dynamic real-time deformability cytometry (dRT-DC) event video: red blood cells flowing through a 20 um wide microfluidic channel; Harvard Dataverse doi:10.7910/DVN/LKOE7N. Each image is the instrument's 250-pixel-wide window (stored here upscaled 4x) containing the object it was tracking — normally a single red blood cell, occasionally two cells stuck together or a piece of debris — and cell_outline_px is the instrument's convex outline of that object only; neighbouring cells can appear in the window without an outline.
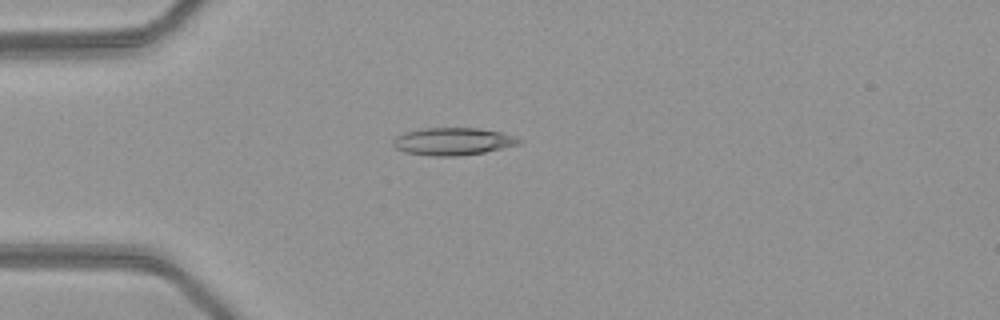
{"species": "common noctule bat (a hibernating species)", "species_latin": "Nyctalus noctula", "temperature_condition": "warm", "stored_images_in_passage": 46, "camera_frame_rate_fps": 3000, "um_per_image_px": 0.085, "animal": {"sex": "female", "body_mass_g": 21.9}, "frame": {"image": 1, "passage_image": 10, "time_ms": 3.0, "image_size_px": [1000, 320], "cell_outline_px": [[524, 140], [520, 144], [484, 152], [460, 156], [432, 156], [404, 152], [396, 148], [392, 144], [392, 140], [396, 136], [404, 132], [424, 128], [476, 128], [500, 132], [516, 136]], "centroid_in_image_um": [38.5, 12.02], "position_along_channel_um": 46.5, "area_um2": 20.29}}
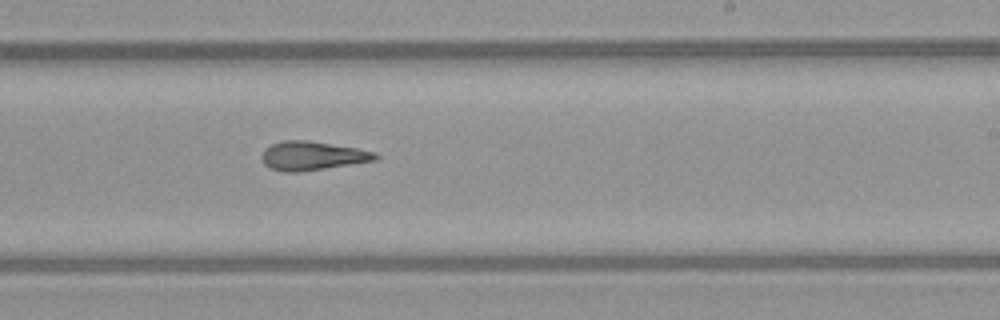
{"frame": {"image": 2, "passage_image": 27, "time_ms": 8.667, "image_size_px": [1000, 320], "cell_outline_px": [[380, 156], [376, 160], [324, 168], [296, 172], [284, 172], [268, 168], [264, 164], [260, 156], [264, 148], [272, 144], [284, 140], [308, 140], [356, 148], [376, 152]], "centroid_in_image_um": [26.5, 13.24], "position_along_channel_um": 262.5, "area_um2": 19.07}}
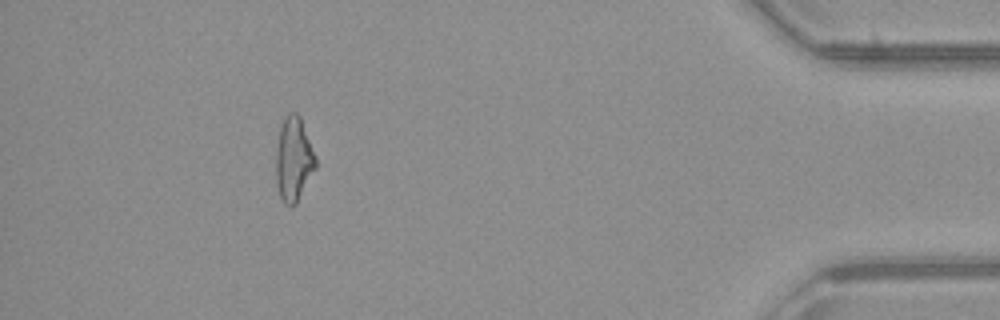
{"frame": {"image": 3, "passage_image": 42, "time_ms": 13.667, "image_size_px": [1000, 320], "cell_outline_px": [[316, 168], [296, 204], [292, 208], [284, 204], [280, 196], [276, 184], [276, 152], [280, 128], [288, 112], [296, 112], [300, 116], [316, 156]], "centroid_in_image_um": [24.96, 13.57], "position_along_channel_um": 410.2, "area_um2": 19.54}, "authors_computed_cell_mechanics": {"area_um2": 19.4497, "velocity_mm_per_s": 4.1232, "shape_relaxation_time_tau1_ms": null, "shape_relaxation_time_tau2_ms": 4.2769, "deformation_change_tau1": null, "deformation_change_tau2": 0.1708}}